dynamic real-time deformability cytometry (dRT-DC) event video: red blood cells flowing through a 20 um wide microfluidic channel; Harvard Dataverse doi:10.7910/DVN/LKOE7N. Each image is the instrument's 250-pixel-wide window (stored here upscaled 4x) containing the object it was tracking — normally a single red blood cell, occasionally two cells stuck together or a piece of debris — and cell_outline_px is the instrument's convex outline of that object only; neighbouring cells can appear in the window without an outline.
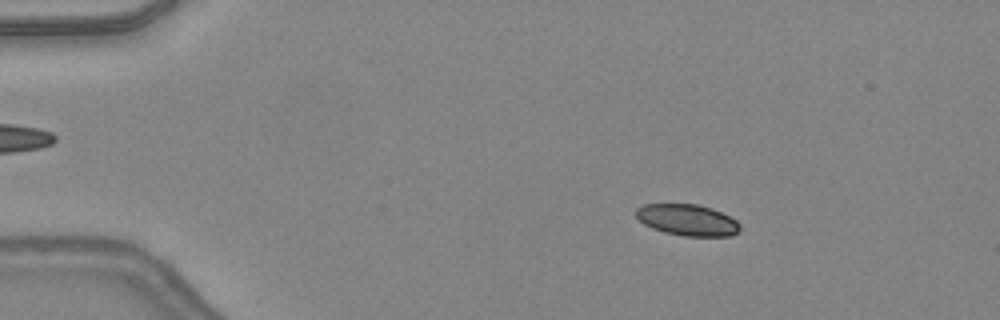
{"species": "common noctule bat (a hibernating species)", "species_latin": "Nyctalus noctula", "temperature_condition": "warm", "stored_images_in_passage": 36, "camera_frame_rate_fps": 3000, "um_per_image_px": 0.085, "animal": {"sex": "female", "body_mass_g": 24.6, "forearm_length_mm": 56.2}, "frame": {"image": 1, "passage_image": 8, "time_ms": 2.333, "image_size_px": [1000, 320], "cell_outline_px": [[740, 228], [732, 236], [684, 236], [664, 232], [652, 228], [644, 224], [636, 216], [636, 208], [644, 204], [696, 204], [712, 208], [736, 220], [740, 224]], "centroid_in_image_um": [58.42, 18.7], "position_along_channel_um": 26.6, "area_um2": 18.9}}
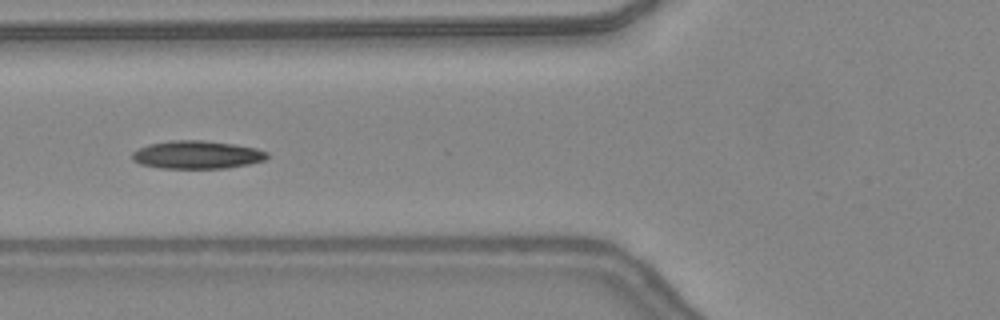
{"frame": {"image": 2, "passage_image": 19, "time_ms": 6.0, "image_size_px": [1000, 320], "cell_outline_px": [[268, 156], [264, 160], [248, 164], [224, 168], [160, 168], [140, 164], [132, 160], [132, 152], [148, 144], [172, 140], [204, 140], [232, 144], [256, 148], [268, 152]], "centroid_in_image_um": [16.72, 13.15], "position_along_channel_um": 109.1, "area_um2": 21.96}}
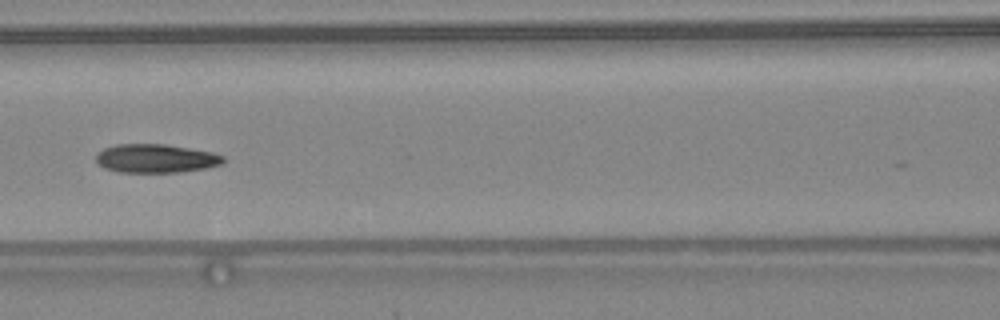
{"frame": {"image": 3, "passage_image": 22, "time_ms": 7.0, "image_size_px": [1000, 320], "cell_outline_px": [[224, 164], [208, 168], [180, 172], [116, 172], [104, 168], [96, 160], [96, 156], [104, 148], [116, 144], [164, 144], [212, 152], [224, 156]], "centroid_in_image_um": [13.27, 13.47], "position_along_channel_um": 153.3, "area_um2": 21.27}}